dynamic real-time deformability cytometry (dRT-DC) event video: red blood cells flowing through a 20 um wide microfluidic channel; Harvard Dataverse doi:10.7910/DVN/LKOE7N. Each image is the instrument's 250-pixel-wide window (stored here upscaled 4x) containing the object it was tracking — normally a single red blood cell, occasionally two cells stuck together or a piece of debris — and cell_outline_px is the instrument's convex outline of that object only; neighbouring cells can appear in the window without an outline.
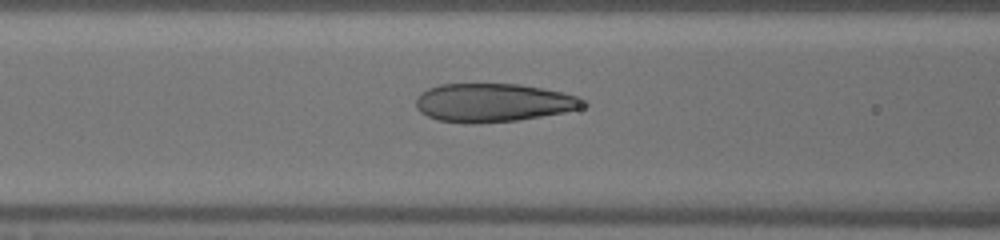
{"species": "human", "species_latin": "Homo sapiens", "temperature_condition": "warm", "stored_images_in_passage": 33, "camera_frame_rate_fps": 3000, "um_per_image_px": 0.085, "donor": {"sex": "male"}, "frame": {"image": 1, "passage_image": 12, "time_ms": 3.667, "image_size_px": [1000, 240], "cell_outline_px": [[588, 104], [580, 108], [564, 112], [516, 120], [480, 124], [464, 124], [436, 120], [420, 112], [416, 108], [416, 100], [420, 92], [428, 88], [440, 84], [520, 84], [544, 88], [580, 96], [588, 100]], "centroid_in_image_um": [41.93, 8.73], "position_along_channel_um": 124.7, "area_um2": 37.92}}
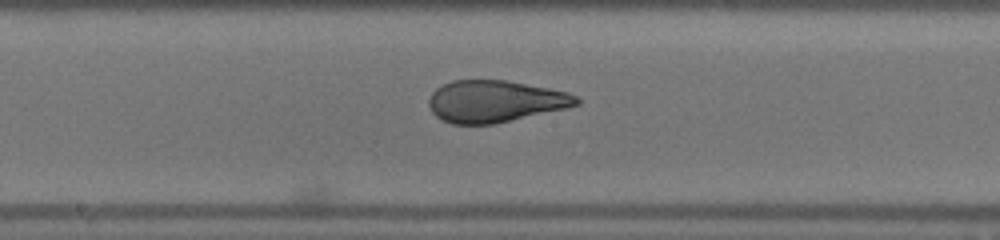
{"frame": {"image": 2, "passage_image": 18, "time_ms": 5.667, "image_size_px": [1000, 240], "cell_outline_px": [[580, 104], [568, 108], [492, 124], [452, 124], [436, 116], [432, 112], [428, 104], [428, 100], [432, 92], [436, 88], [452, 80], [508, 80], [568, 92], [576, 96], [580, 100]], "centroid_in_image_um": [42.08, 8.6], "position_along_channel_um": 206.1, "area_um2": 36.01}}
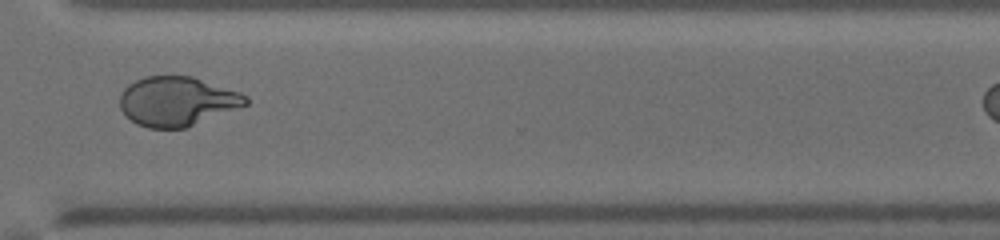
{"frame": {"image": 3, "passage_image": 29, "time_ms": 9.333, "image_size_px": [1000, 240], "cell_outline_px": [[248, 104], [188, 128], [148, 128], [136, 124], [124, 116], [120, 108], [120, 92], [128, 84], [144, 76], [192, 76], [240, 92], [248, 96]], "centroid_in_image_um": [15.03, 8.62], "position_along_channel_um": 355.6, "area_um2": 36.59}}